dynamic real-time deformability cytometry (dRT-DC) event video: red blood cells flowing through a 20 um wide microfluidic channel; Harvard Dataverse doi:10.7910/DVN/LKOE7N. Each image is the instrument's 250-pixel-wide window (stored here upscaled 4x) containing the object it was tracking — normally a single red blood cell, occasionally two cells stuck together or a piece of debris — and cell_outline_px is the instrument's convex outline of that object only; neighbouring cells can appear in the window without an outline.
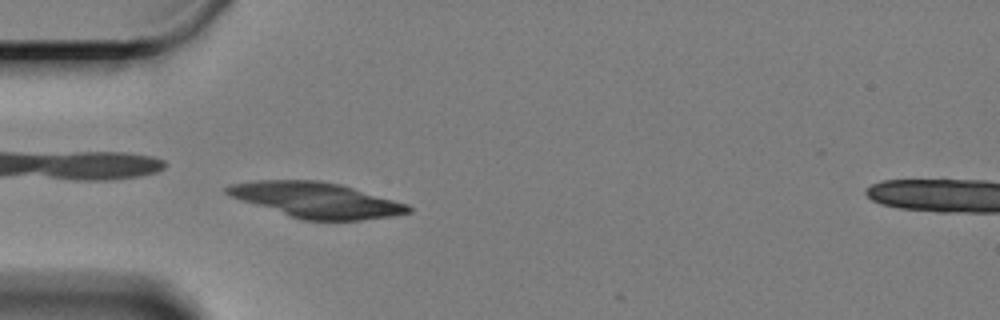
{"species": "Egyptian fruit bat (a non-hibernating species)", "species_latin": "Rousettus aegyptiacus", "temperature_condition": "cold", "stored_images_in_passage": 55, "camera_frame_rate_fps": 3000, "um_per_image_px": 0.085, "animal": {"sex": "female"}, "frame": {"image": 1, "passage_image": 17, "time_ms": 5.333, "image_size_px": [1000, 320], "cell_outline_px": [[412, 212], [392, 216], [360, 220], [304, 220], [240, 200], [228, 196], [224, 192], [224, 188], [228, 184], [256, 180], [320, 180], [340, 184], [408, 204], [412, 208]], "centroid_in_image_um": [26.85, 16.99], "position_along_channel_um": 58.1, "area_um2": 37.22}}
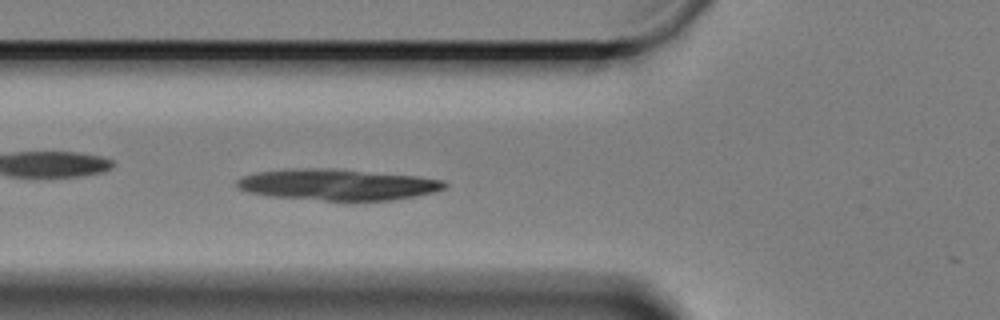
{"frame": {"image": 2, "passage_image": 21, "time_ms": 6.667, "image_size_px": [1000, 320], "cell_outline_px": [[448, 184], [444, 188], [432, 192], [416, 196], [392, 200], [324, 200], [268, 196], [248, 192], [240, 188], [236, 184], [236, 180], [244, 176], [256, 172], [288, 168], [328, 168], [416, 176], [444, 180]], "centroid_in_image_um": [28.66, 15.68], "position_along_channel_um": 97.1, "area_um2": 37.51}}